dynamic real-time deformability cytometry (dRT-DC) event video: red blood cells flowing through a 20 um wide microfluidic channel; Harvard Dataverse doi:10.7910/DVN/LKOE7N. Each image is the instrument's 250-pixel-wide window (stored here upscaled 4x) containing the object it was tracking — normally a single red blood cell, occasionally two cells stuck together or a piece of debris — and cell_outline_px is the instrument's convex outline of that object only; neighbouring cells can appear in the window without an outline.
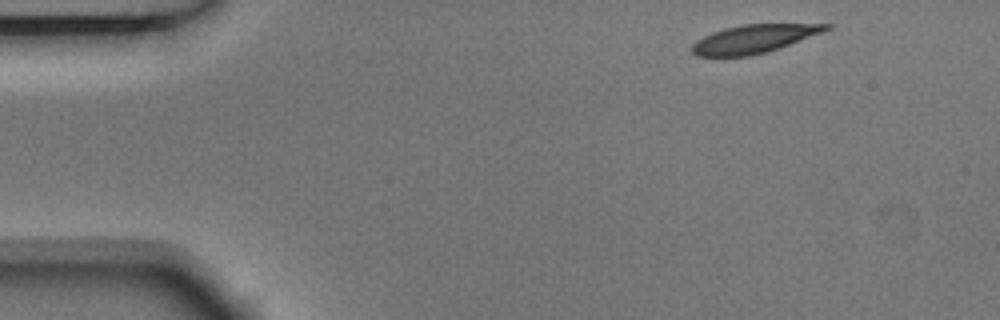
{"species": "Egyptian fruit bat (a non-hibernating species)", "species_latin": "Rousettus aegyptiacus", "temperature_condition": "room temperature", "stored_images_in_passage": 5, "camera_frame_rate_fps": 3000, "um_per_image_px": 0.085, "animal": {"sex": "male"}, "frame": {"image": 1, "passage_image": 1, "time_ms": 0.0, "image_size_px": [1000, 320], "cell_outline_px": [[832, 28], [788, 44], [764, 52], [748, 56], [696, 56], [692, 52], [692, 44], [696, 40], [712, 32], [724, 28], [740, 24], [832, 24]], "centroid_in_image_um": [64.01, 3.29], "position_along_channel_um": 21.0, "area_um2": 21.68}}
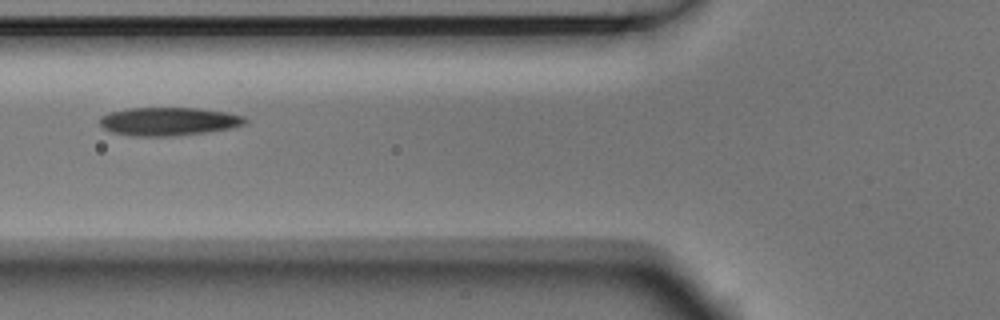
{"frame": {"image": 2, "passage_image": 5, "time_ms": 1.333, "image_size_px": [1000, 320], "cell_outline_px": [[248, 124], [228, 128], [204, 132], [172, 136], [132, 136], [112, 132], [104, 128], [100, 124], [100, 116], [108, 112], [128, 108], [196, 108], [228, 112], [244, 116], [248, 120]], "centroid_in_image_um": [14.33, 10.31], "position_along_channel_um": 111.5, "area_um2": 23.99}}